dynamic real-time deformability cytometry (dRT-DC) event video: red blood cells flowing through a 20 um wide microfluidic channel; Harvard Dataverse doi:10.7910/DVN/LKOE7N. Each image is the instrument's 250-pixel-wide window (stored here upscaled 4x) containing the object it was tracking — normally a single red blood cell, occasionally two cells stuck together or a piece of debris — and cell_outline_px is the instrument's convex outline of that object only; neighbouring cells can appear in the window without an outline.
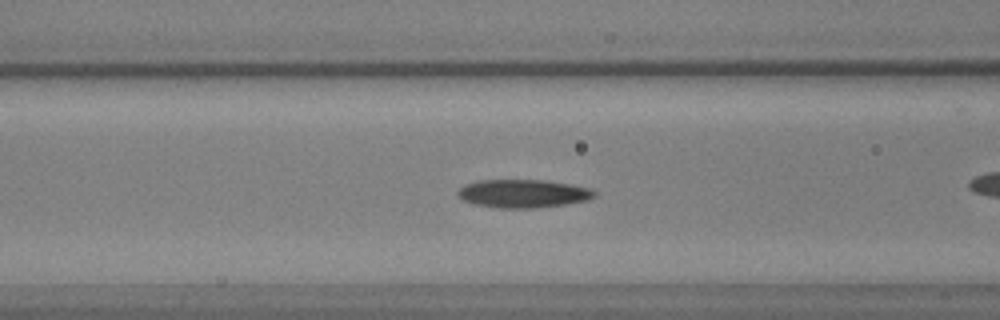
{"species": "common noctule bat (a hibernating species)", "species_latin": "Nyctalus noctula", "temperature_condition": "warm", "stored_images_in_passage": 35, "camera_frame_rate_fps": 3000, "um_per_image_px": 0.085, "animal": {"sex": "male", "body_mass_g": 17.9, "forearm_length_mm": 54.2}, "frame": {"image": 1, "passage_image": 12, "time_ms": 3.667, "image_size_px": [1000, 320], "cell_outline_px": [[596, 196], [584, 200], [564, 204], [536, 208], [496, 208], [476, 204], [464, 200], [456, 192], [464, 184], [476, 180], [544, 180], [568, 184], [588, 188], [596, 192]], "centroid_in_image_um": [44.42, 16.45], "position_along_channel_um": 122.2, "area_um2": 22.25}}
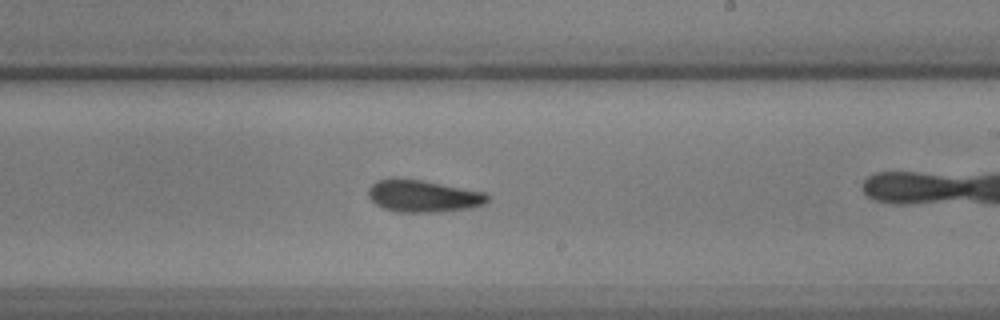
{"frame": {"image": 2, "passage_image": 22, "time_ms": 7.0, "image_size_px": [1000, 320], "cell_outline_px": [[488, 200], [484, 204], [468, 208], [440, 212], [396, 212], [384, 208], [376, 204], [368, 196], [368, 188], [376, 180], [392, 176], [396, 176], [420, 180], [484, 192], [488, 196]], "centroid_in_image_um": [35.89, 16.65], "position_along_channel_um": 253.1, "area_um2": 22.43}}
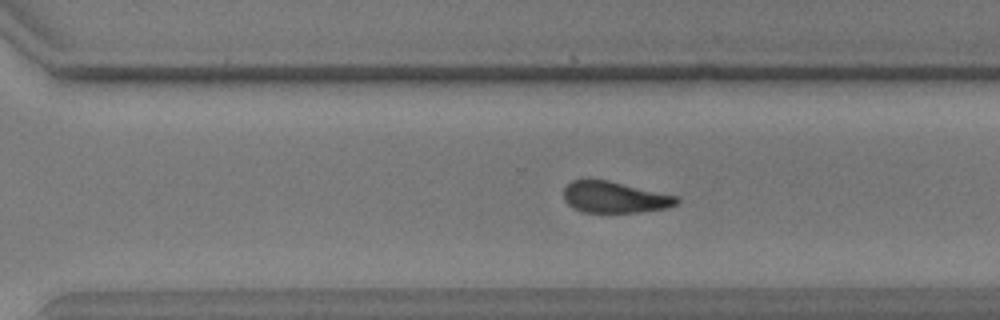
{"frame": {"image": 3, "passage_image": 27, "time_ms": 8.667, "image_size_px": [1000, 320], "cell_outline_px": [[680, 200], [676, 204], [668, 208], [640, 212], [584, 212], [572, 208], [564, 200], [564, 188], [572, 180], [588, 176], [608, 180], [676, 196]], "centroid_in_image_um": [52.17, 16.73], "position_along_channel_um": 318.4, "area_um2": 20.98}}